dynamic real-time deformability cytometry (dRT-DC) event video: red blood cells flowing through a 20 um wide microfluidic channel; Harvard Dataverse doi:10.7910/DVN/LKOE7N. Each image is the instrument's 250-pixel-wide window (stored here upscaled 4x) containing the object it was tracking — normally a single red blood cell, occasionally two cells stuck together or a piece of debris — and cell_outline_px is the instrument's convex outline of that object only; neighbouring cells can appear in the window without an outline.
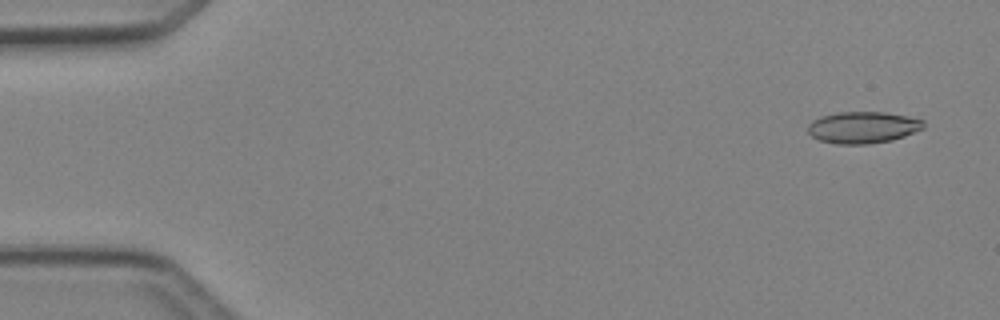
{"species": "Egyptian fruit bat (a non-hibernating species)", "species_latin": "Rousettus aegyptiacus", "temperature_condition": "cold", "stored_images_in_passage": 46, "camera_frame_rate_fps": 3000, "um_per_image_px": 0.085, "animal": {"sex": "female"}, "frame": {"image": 1, "passage_image": 1, "time_ms": 0.0, "image_size_px": [1000, 320], "cell_outline_px": [[924, 128], [904, 136], [892, 140], [868, 144], [836, 144], [820, 140], [812, 136], [808, 132], [808, 124], [812, 120], [820, 116], [836, 112], [884, 112], [908, 116], [924, 120]], "centroid_in_image_um": [73.34, 10.82], "position_along_channel_um": 11.7, "area_um2": 21.44}}
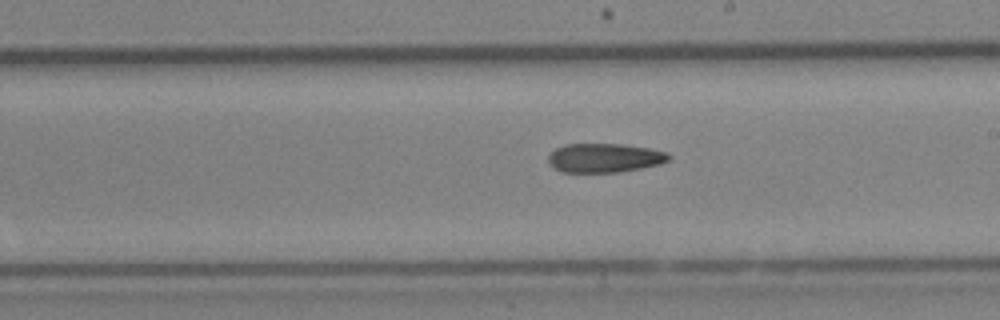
{"frame": {"image": 2, "passage_image": 26, "time_ms": 8.333, "image_size_px": [1000, 320], "cell_outline_px": [[672, 156], [668, 160], [660, 164], [620, 172], [560, 172], [552, 168], [548, 164], [548, 156], [556, 148], [564, 144], [620, 144], [648, 148], [668, 152]], "centroid_in_image_um": [51.35, 13.42], "position_along_channel_um": 237.6, "area_um2": 20.52}}
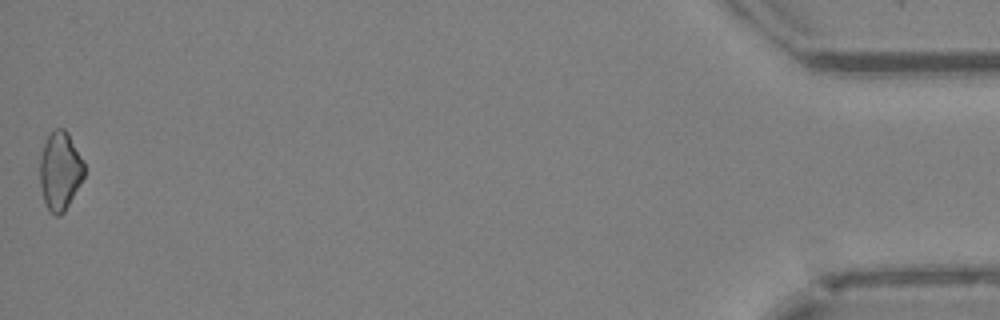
{"frame": {"image": 3, "passage_image": 46, "time_ms": 15.0, "image_size_px": [1000, 320], "cell_outline_px": [[84, 176], [64, 212], [60, 216], [56, 216], [48, 208], [44, 200], [40, 184], [40, 156], [44, 144], [48, 136], [56, 128], [64, 128], [68, 132], [84, 160]], "centroid_in_image_um": [5.11, 14.5], "position_along_channel_um": 430.1, "area_um2": 20.11}}